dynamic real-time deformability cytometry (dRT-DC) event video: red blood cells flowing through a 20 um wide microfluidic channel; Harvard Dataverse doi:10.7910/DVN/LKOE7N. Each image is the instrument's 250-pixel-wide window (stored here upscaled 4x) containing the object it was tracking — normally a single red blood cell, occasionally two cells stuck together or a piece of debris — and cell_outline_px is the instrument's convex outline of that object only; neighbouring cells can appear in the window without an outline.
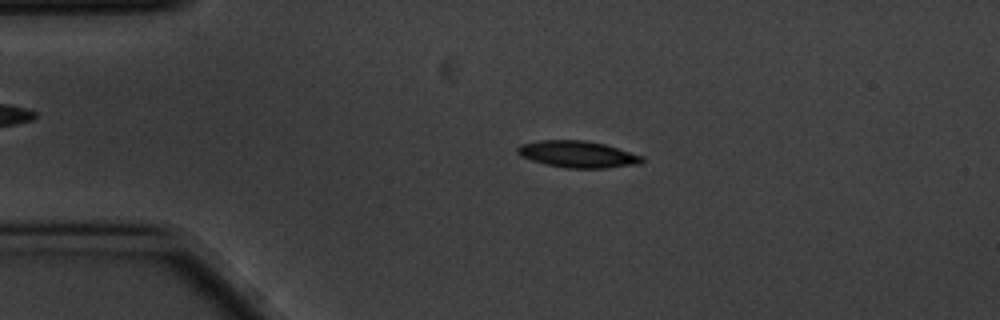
{"species": "common noctule bat (a hibernating species)", "species_latin": "Nyctalus noctula", "temperature_condition": "cold", "stored_images_in_passage": 56, "camera_frame_rate_fps": 3000, "um_per_image_px": 0.085, "animal": {"sex": "male", "body_mass_g": 20.1, "forearm_length_mm": 53.5}, "frame": {"image": 1, "passage_image": 11, "time_ms": 3.333, "image_size_px": [1000, 320], "cell_outline_px": [[644, 164], [604, 168], [564, 168], [532, 160], [520, 156], [516, 152], [516, 148], [520, 144], [540, 140], [584, 140], [604, 144], [644, 156]], "centroid_in_image_um": [49.13, 13.11], "position_along_channel_um": 35.9, "area_um2": 19.48}}
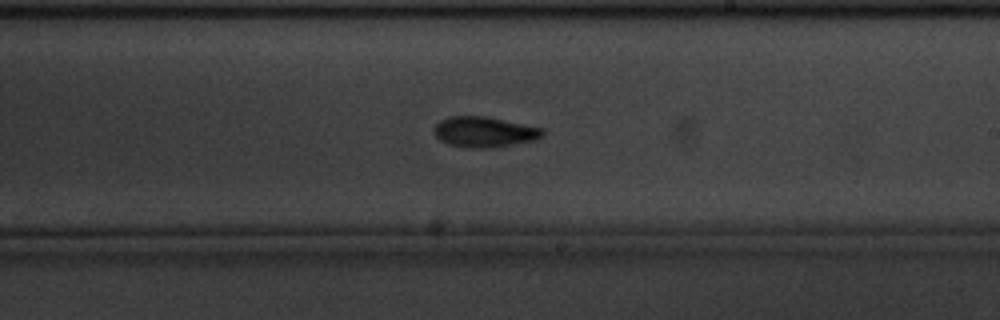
{"frame": {"image": 2, "passage_image": 32, "time_ms": 10.333, "image_size_px": [1000, 320], "cell_outline_px": [[544, 136], [536, 140], [492, 148], [468, 148], [448, 144], [440, 140], [432, 132], [432, 128], [440, 120], [448, 116], [488, 116], [544, 128]], "centroid_in_image_um": [41.17, 11.21], "position_along_channel_um": 247.8, "area_um2": 19.71}}
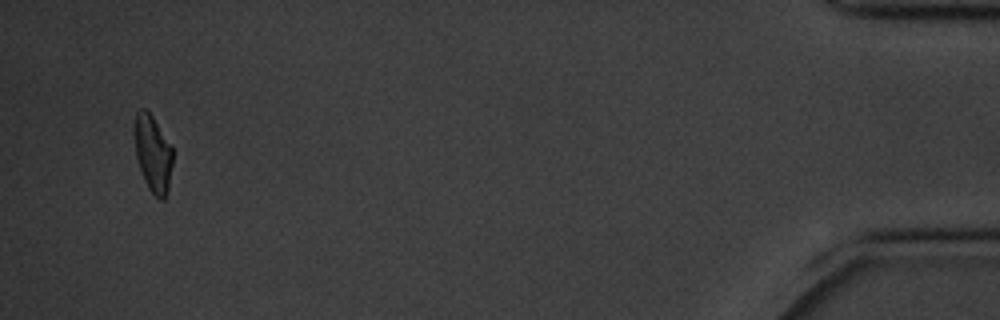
{"frame": {"image": 3, "passage_image": 54, "time_ms": 17.667, "image_size_px": [1000, 320], "cell_outline_px": [[172, 164], [168, 192], [164, 200], [160, 200], [148, 188], [144, 180], [136, 156], [132, 132], [132, 128], [136, 112], [140, 108], [144, 108], [152, 116], [172, 148]], "centroid_in_image_um": [12.96, 13.04], "position_along_channel_um": 422.2, "area_um2": 17.28}, "authors_computed_cell_mechanics": {"area_um2": 18.5827, "velocity_mm_per_s": 3.4813, "shape_relaxation_time_tau1_ms": 2.7232, "shape_relaxation_time_tau2_ms": null, "deformation_change_tau1": 0.1355, "deformation_change_tau2": null}}